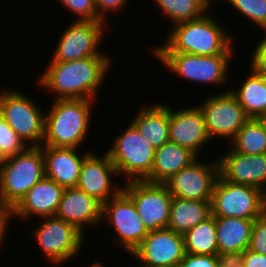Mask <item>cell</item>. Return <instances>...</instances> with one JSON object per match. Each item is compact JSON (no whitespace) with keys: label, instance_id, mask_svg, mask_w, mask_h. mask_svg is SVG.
<instances>
[{"label":"cell","instance_id":"obj_1","mask_svg":"<svg viewBox=\"0 0 266 267\" xmlns=\"http://www.w3.org/2000/svg\"><path fill=\"white\" fill-rule=\"evenodd\" d=\"M108 56H91L70 62L50 61L37 81L56 99L95 100L113 63Z\"/></svg>","mask_w":266,"mask_h":267},{"label":"cell","instance_id":"obj_2","mask_svg":"<svg viewBox=\"0 0 266 267\" xmlns=\"http://www.w3.org/2000/svg\"><path fill=\"white\" fill-rule=\"evenodd\" d=\"M169 32L164 44L152 47L151 53L179 52L216 56L233 55L235 51L230 31L207 12L196 20L172 25Z\"/></svg>","mask_w":266,"mask_h":267},{"label":"cell","instance_id":"obj_3","mask_svg":"<svg viewBox=\"0 0 266 267\" xmlns=\"http://www.w3.org/2000/svg\"><path fill=\"white\" fill-rule=\"evenodd\" d=\"M94 100L56 99L45 113L41 146L78 148L87 137Z\"/></svg>","mask_w":266,"mask_h":267},{"label":"cell","instance_id":"obj_4","mask_svg":"<svg viewBox=\"0 0 266 267\" xmlns=\"http://www.w3.org/2000/svg\"><path fill=\"white\" fill-rule=\"evenodd\" d=\"M44 177V156L40 146H29L6 158L0 167V205L13 209Z\"/></svg>","mask_w":266,"mask_h":267},{"label":"cell","instance_id":"obj_5","mask_svg":"<svg viewBox=\"0 0 266 267\" xmlns=\"http://www.w3.org/2000/svg\"><path fill=\"white\" fill-rule=\"evenodd\" d=\"M106 153L111 158L118 175L129 181H144L152 171L155 148L130 122L122 134L114 138Z\"/></svg>","mask_w":266,"mask_h":267},{"label":"cell","instance_id":"obj_6","mask_svg":"<svg viewBox=\"0 0 266 267\" xmlns=\"http://www.w3.org/2000/svg\"><path fill=\"white\" fill-rule=\"evenodd\" d=\"M153 55L186 81L215 86H225L229 79L230 58H233L232 55L204 56L179 52H153Z\"/></svg>","mask_w":266,"mask_h":267},{"label":"cell","instance_id":"obj_7","mask_svg":"<svg viewBox=\"0 0 266 267\" xmlns=\"http://www.w3.org/2000/svg\"><path fill=\"white\" fill-rule=\"evenodd\" d=\"M4 90L0 91V115L27 145L41 146L45 112L21 90Z\"/></svg>","mask_w":266,"mask_h":267},{"label":"cell","instance_id":"obj_8","mask_svg":"<svg viewBox=\"0 0 266 267\" xmlns=\"http://www.w3.org/2000/svg\"><path fill=\"white\" fill-rule=\"evenodd\" d=\"M266 194L252 186L235 184L218 176L212 193L214 217L255 220L265 212Z\"/></svg>","mask_w":266,"mask_h":267},{"label":"cell","instance_id":"obj_9","mask_svg":"<svg viewBox=\"0 0 266 267\" xmlns=\"http://www.w3.org/2000/svg\"><path fill=\"white\" fill-rule=\"evenodd\" d=\"M32 230L43 257L54 266L72 260L84 245L85 234L55 216L40 218V224Z\"/></svg>","mask_w":266,"mask_h":267},{"label":"cell","instance_id":"obj_10","mask_svg":"<svg viewBox=\"0 0 266 267\" xmlns=\"http://www.w3.org/2000/svg\"><path fill=\"white\" fill-rule=\"evenodd\" d=\"M107 219L116 235L117 244L125 253L132 254L142 243L149 231L141 220L131 198L121 190L102 205V219ZM118 238V239H117Z\"/></svg>","mask_w":266,"mask_h":267},{"label":"cell","instance_id":"obj_11","mask_svg":"<svg viewBox=\"0 0 266 267\" xmlns=\"http://www.w3.org/2000/svg\"><path fill=\"white\" fill-rule=\"evenodd\" d=\"M123 185L149 232L168 227L173 196L165 184L126 180Z\"/></svg>","mask_w":266,"mask_h":267},{"label":"cell","instance_id":"obj_12","mask_svg":"<svg viewBox=\"0 0 266 267\" xmlns=\"http://www.w3.org/2000/svg\"><path fill=\"white\" fill-rule=\"evenodd\" d=\"M202 104V105H201ZM199 106L205 117V124L211 140L216 137L230 142L240 128L249 120L236 96L228 89L211 94Z\"/></svg>","mask_w":266,"mask_h":267},{"label":"cell","instance_id":"obj_13","mask_svg":"<svg viewBox=\"0 0 266 267\" xmlns=\"http://www.w3.org/2000/svg\"><path fill=\"white\" fill-rule=\"evenodd\" d=\"M103 21L74 20L65 29L51 56V61L70 62L91 56H109L99 52L105 33Z\"/></svg>","mask_w":266,"mask_h":267},{"label":"cell","instance_id":"obj_14","mask_svg":"<svg viewBox=\"0 0 266 267\" xmlns=\"http://www.w3.org/2000/svg\"><path fill=\"white\" fill-rule=\"evenodd\" d=\"M199 160L198 157L164 183L173 197L211 201L214 184L219 176L218 160Z\"/></svg>","mask_w":266,"mask_h":267},{"label":"cell","instance_id":"obj_15","mask_svg":"<svg viewBox=\"0 0 266 267\" xmlns=\"http://www.w3.org/2000/svg\"><path fill=\"white\" fill-rule=\"evenodd\" d=\"M185 255L184 237L168 228L150 231L131 254L137 267H165L181 262Z\"/></svg>","mask_w":266,"mask_h":267},{"label":"cell","instance_id":"obj_16","mask_svg":"<svg viewBox=\"0 0 266 267\" xmlns=\"http://www.w3.org/2000/svg\"><path fill=\"white\" fill-rule=\"evenodd\" d=\"M115 176L117 170L107 153L100 157L90 152L83 161L76 187L103 205L122 190L114 183Z\"/></svg>","mask_w":266,"mask_h":267},{"label":"cell","instance_id":"obj_17","mask_svg":"<svg viewBox=\"0 0 266 267\" xmlns=\"http://www.w3.org/2000/svg\"><path fill=\"white\" fill-rule=\"evenodd\" d=\"M228 148L217 158L219 176L231 183L255 187L266 194V154L245 155Z\"/></svg>","mask_w":266,"mask_h":267},{"label":"cell","instance_id":"obj_18","mask_svg":"<svg viewBox=\"0 0 266 267\" xmlns=\"http://www.w3.org/2000/svg\"><path fill=\"white\" fill-rule=\"evenodd\" d=\"M174 110L169 107V141L199 157L202 147L211 142L203 111L199 105Z\"/></svg>","mask_w":266,"mask_h":267},{"label":"cell","instance_id":"obj_19","mask_svg":"<svg viewBox=\"0 0 266 267\" xmlns=\"http://www.w3.org/2000/svg\"><path fill=\"white\" fill-rule=\"evenodd\" d=\"M55 217L74 225L84 234L85 226L102 224V204L77 187L64 189Z\"/></svg>","mask_w":266,"mask_h":267},{"label":"cell","instance_id":"obj_20","mask_svg":"<svg viewBox=\"0 0 266 267\" xmlns=\"http://www.w3.org/2000/svg\"><path fill=\"white\" fill-rule=\"evenodd\" d=\"M44 156L45 177L66 188L77 186L84 159L88 151L79 154V148L40 146ZM77 152V153H76Z\"/></svg>","mask_w":266,"mask_h":267},{"label":"cell","instance_id":"obj_21","mask_svg":"<svg viewBox=\"0 0 266 267\" xmlns=\"http://www.w3.org/2000/svg\"><path fill=\"white\" fill-rule=\"evenodd\" d=\"M64 188L44 177L37 182L12 209V214L25 221L32 217L55 216ZM34 215V216H33Z\"/></svg>","mask_w":266,"mask_h":267},{"label":"cell","instance_id":"obj_22","mask_svg":"<svg viewBox=\"0 0 266 267\" xmlns=\"http://www.w3.org/2000/svg\"><path fill=\"white\" fill-rule=\"evenodd\" d=\"M197 158L189 149L168 141L155 149L151 174L144 181L164 184Z\"/></svg>","mask_w":266,"mask_h":267},{"label":"cell","instance_id":"obj_23","mask_svg":"<svg viewBox=\"0 0 266 267\" xmlns=\"http://www.w3.org/2000/svg\"><path fill=\"white\" fill-rule=\"evenodd\" d=\"M146 107L138 111L131 122L144 138L157 149L169 141V105L158 103Z\"/></svg>","mask_w":266,"mask_h":267},{"label":"cell","instance_id":"obj_24","mask_svg":"<svg viewBox=\"0 0 266 267\" xmlns=\"http://www.w3.org/2000/svg\"><path fill=\"white\" fill-rule=\"evenodd\" d=\"M254 220L215 217L218 253L244 252L249 248Z\"/></svg>","mask_w":266,"mask_h":267},{"label":"cell","instance_id":"obj_25","mask_svg":"<svg viewBox=\"0 0 266 267\" xmlns=\"http://www.w3.org/2000/svg\"><path fill=\"white\" fill-rule=\"evenodd\" d=\"M212 215L211 201H198L173 197L168 229L184 235L198 223Z\"/></svg>","mask_w":266,"mask_h":267},{"label":"cell","instance_id":"obj_26","mask_svg":"<svg viewBox=\"0 0 266 267\" xmlns=\"http://www.w3.org/2000/svg\"><path fill=\"white\" fill-rule=\"evenodd\" d=\"M249 67L250 76L243 80L240 88L229 90L236 96L248 117L257 119L266 113V75Z\"/></svg>","mask_w":266,"mask_h":267},{"label":"cell","instance_id":"obj_27","mask_svg":"<svg viewBox=\"0 0 266 267\" xmlns=\"http://www.w3.org/2000/svg\"><path fill=\"white\" fill-rule=\"evenodd\" d=\"M183 237L185 253L211 256L218 254L215 217L213 215L188 230Z\"/></svg>","mask_w":266,"mask_h":267},{"label":"cell","instance_id":"obj_28","mask_svg":"<svg viewBox=\"0 0 266 267\" xmlns=\"http://www.w3.org/2000/svg\"><path fill=\"white\" fill-rule=\"evenodd\" d=\"M230 143V147L238 153L266 154V131L258 119L249 118Z\"/></svg>","mask_w":266,"mask_h":267},{"label":"cell","instance_id":"obj_29","mask_svg":"<svg viewBox=\"0 0 266 267\" xmlns=\"http://www.w3.org/2000/svg\"><path fill=\"white\" fill-rule=\"evenodd\" d=\"M165 17L178 23L201 18L210 9L211 0H154ZM211 3V4H210Z\"/></svg>","mask_w":266,"mask_h":267},{"label":"cell","instance_id":"obj_30","mask_svg":"<svg viewBox=\"0 0 266 267\" xmlns=\"http://www.w3.org/2000/svg\"><path fill=\"white\" fill-rule=\"evenodd\" d=\"M228 4L251 20L259 29L266 30V0H227Z\"/></svg>","mask_w":266,"mask_h":267},{"label":"cell","instance_id":"obj_31","mask_svg":"<svg viewBox=\"0 0 266 267\" xmlns=\"http://www.w3.org/2000/svg\"><path fill=\"white\" fill-rule=\"evenodd\" d=\"M29 147L0 115V153L4 159L13 157Z\"/></svg>","mask_w":266,"mask_h":267},{"label":"cell","instance_id":"obj_32","mask_svg":"<svg viewBox=\"0 0 266 267\" xmlns=\"http://www.w3.org/2000/svg\"><path fill=\"white\" fill-rule=\"evenodd\" d=\"M69 12L77 15L78 21H101L94 0H58Z\"/></svg>","mask_w":266,"mask_h":267},{"label":"cell","instance_id":"obj_33","mask_svg":"<svg viewBox=\"0 0 266 267\" xmlns=\"http://www.w3.org/2000/svg\"><path fill=\"white\" fill-rule=\"evenodd\" d=\"M248 249L266 255V212L254 220Z\"/></svg>","mask_w":266,"mask_h":267},{"label":"cell","instance_id":"obj_34","mask_svg":"<svg viewBox=\"0 0 266 267\" xmlns=\"http://www.w3.org/2000/svg\"><path fill=\"white\" fill-rule=\"evenodd\" d=\"M264 37L261 38V41L256 44L253 53L251 54V64L257 72L266 75V30Z\"/></svg>","mask_w":266,"mask_h":267},{"label":"cell","instance_id":"obj_35","mask_svg":"<svg viewBox=\"0 0 266 267\" xmlns=\"http://www.w3.org/2000/svg\"><path fill=\"white\" fill-rule=\"evenodd\" d=\"M95 7L97 10L98 18L107 23L106 15L107 13H115L123 10L124 6L127 5L128 0H94Z\"/></svg>","mask_w":266,"mask_h":267},{"label":"cell","instance_id":"obj_36","mask_svg":"<svg viewBox=\"0 0 266 267\" xmlns=\"http://www.w3.org/2000/svg\"><path fill=\"white\" fill-rule=\"evenodd\" d=\"M182 267H218L216 256L185 253L180 262Z\"/></svg>","mask_w":266,"mask_h":267},{"label":"cell","instance_id":"obj_37","mask_svg":"<svg viewBox=\"0 0 266 267\" xmlns=\"http://www.w3.org/2000/svg\"><path fill=\"white\" fill-rule=\"evenodd\" d=\"M218 267H243L244 252H226L216 255Z\"/></svg>","mask_w":266,"mask_h":267},{"label":"cell","instance_id":"obj_38","mask_svg":"<svg viewBox=\"0 0 266 267\" xmlns=\"http://www.w3.org/2000/svg\"><path fill=\"white\" fill-rule=\"evenodd\" d=\"M243 267H266V255L247 249L244 251Z\"/></svg>","mask_w":266,"mask_h":267},{"label":"cell","instance_id":"obj_39","mask_svg":"<svg viewBox=\"0 0 266 267\" xmlns=\"http://www.w3.org/2000/svg\"><path fill=\"white\" fill-rule=\"evenodd\" d=\"M13 217L12 209L0 205V247L5 240L6 230ZM1 249V248H0Z\"/></svg>","mask_w":266,"mask_h":267},{"label":"cell","instance_id":"obj_40","mask_svg":"<svg viewBox=\"0 0 266 267\" xmlns=\"http://www.w3.org/2000/svg\"><path fill=\"white\" fill-rule=\"evenodd\" d=\"M266 131V113L257 118Z\"/></svg>","mask_w":266,"mask_h":267},{"label":"cell","instance_id":"obj_41","mask_svg":"<svg viewBox=\"0 0 266 267\" xmlns=\"http://www.w3.org/2000/svg\"><path fill=\"white\" fill-rule=\"evenodd\" d=\"M89 267H105V266L104 263L96 261L95 263H92Z\"/></svg>","mask_w":266,"mask_h":267},{"label":"cell","instance_id":"obj_42","mask_svg":"<svg viewBox=\"0 0 266 267\" xmlns=\"http://www.w3.org/2000/svg\"><path fill=\"white\" fill-rule=\"evenodd\" d=\"M165 267H182L180 263L178 264H175V265H168V266H165Z\"/></svg>","mask_w":266,"mask_h":267},{"label":"cell","instance_id":"obj_43","mask_svg":"<svg viewBox=\"0 0 266 267\" xmlns=\"http://www.w3.org/2000/svg\"><path fill=\"white\" fill-rule=\"evenodd\" d=\"M4 158H3V156L1 155V153H0V167H1V165L3 164V162H4Z\"/></svg>","mask_w":266,"mask_h":267}]
</instances>
